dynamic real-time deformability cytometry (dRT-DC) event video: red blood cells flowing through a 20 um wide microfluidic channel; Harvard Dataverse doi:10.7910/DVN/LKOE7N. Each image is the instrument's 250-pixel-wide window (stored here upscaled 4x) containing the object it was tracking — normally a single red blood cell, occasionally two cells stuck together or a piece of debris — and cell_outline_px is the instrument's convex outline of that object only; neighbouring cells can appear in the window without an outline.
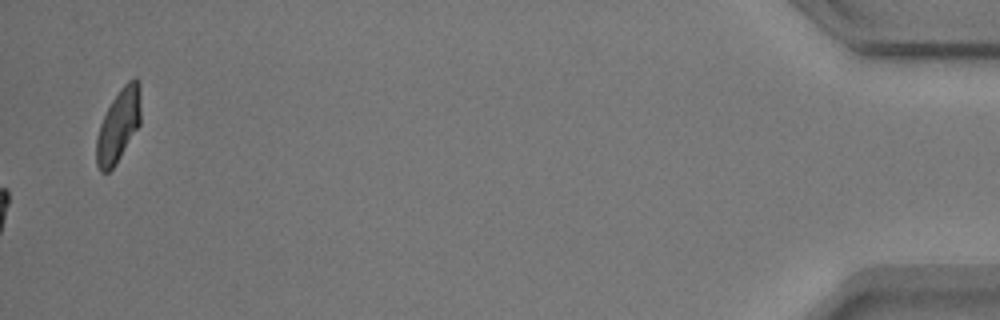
{"species": "common noctule bat (a hibernating species)", "species_latin": "Nyctalus noctula", "temperature_condition": "warm", "stored_images_in_passage": 59, "camera_frame_rate_fps": 3000, "um_per_image_px": 0.085, "animal": {"sex": "male", "body_mass_g": 17.9}, "frame": {"image": 1, "passage_image": 59, "time_ms": 19.333, "image_size_px": [1000, 320], "cell_outline_px": [[140, 124], [116, 164], [108, 172], [100, 172], [96, 164], [96, 140], [100, 124], [112, 100], [120, 88], [132, 76], [136, 76], [140, 80]], "centroid_in_image_um": [10.08, 10.63], "position_along_channel_um": 425.1, "area_um2": 18.96}, "authors_computed_cell_mechanics": {"area_um2": 17.5134, "velocity_mm_per_s": 3.5153, "shape_relaxation_time_tau1_ms": 6.9723, "shape_relaxation_time_tau2_ms": 6.138, "deformation_change_tau1": 0.2043, "deformation_change_tau2": 0.0915}}